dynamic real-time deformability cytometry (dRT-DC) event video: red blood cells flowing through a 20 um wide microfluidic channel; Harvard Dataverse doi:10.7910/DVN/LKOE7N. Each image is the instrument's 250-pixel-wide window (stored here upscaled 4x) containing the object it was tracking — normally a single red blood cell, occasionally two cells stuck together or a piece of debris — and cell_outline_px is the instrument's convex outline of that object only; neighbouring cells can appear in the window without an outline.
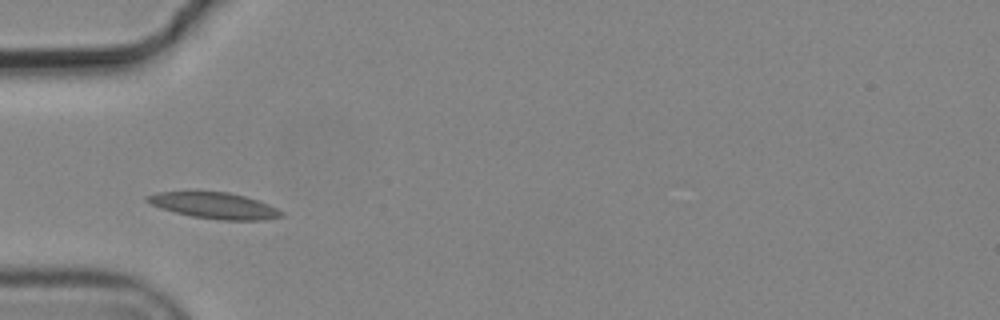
{"species": "common noctule bat (a hibernating species)", "species_latin": "Nyctalus noctula", "temperature_condition": "cold", "stored_images_in_passage": 1, "camera_frame_rate_fps": 3000, "um_per_image_px": 0.085, "animal": {"sex": "male", "body_mass_g": 19.2, "forearm_length_mm": 51.8}, "frame": {"image": 1, "passage_image": 1, "time_ms": 0.0, "image_size_px": [1000, 320], "cell_outline_px": [[284, 216], [264, 220], [220, 220], [192, 216], [160, 208], [144, 200], [144, 196], [160, 192], [228, 192], [244, 196], [268, 204], [284, 212]], "centroid_in_image_um": [18.23, 17.48], "position_along_channel_um": 66.8, "area_um2": 20.23}}